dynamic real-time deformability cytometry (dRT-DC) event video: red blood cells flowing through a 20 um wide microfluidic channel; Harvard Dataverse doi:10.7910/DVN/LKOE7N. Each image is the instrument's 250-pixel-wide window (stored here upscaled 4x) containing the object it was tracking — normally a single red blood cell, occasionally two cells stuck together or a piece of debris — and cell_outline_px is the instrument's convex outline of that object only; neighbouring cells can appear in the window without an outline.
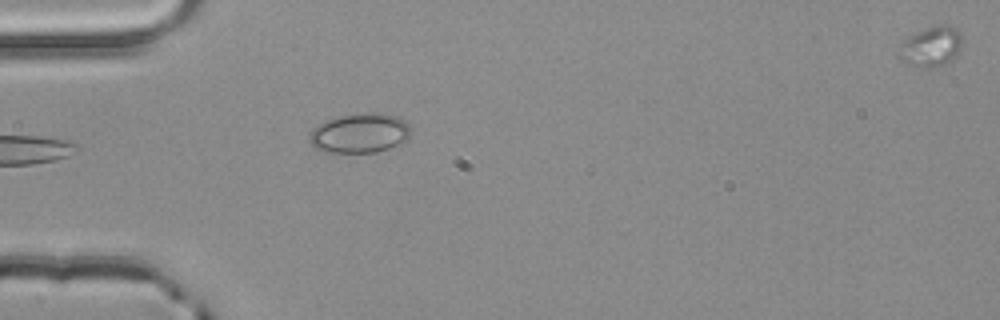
{"species": "common noctule bat (a hibernating species)", "species_latin": "Nyctalus noctula", "temperature_condition": "room temperature", "stored_images_in_passage": 3, "camera_frame_rate_fps": 3000, "um_per_image_px": 0.085, "animal": {"sex": "male", "body_mass_g": 20.4}, "frame": {"image": 1, "passage_image": 2, "time_ms": 0.333, "image_size_px": [1000, 320], "cell_outline_px": [[408, 140], [404, 144], [376, 152], [324, 152], [316, 148], [312, 144], [312, 128], [328, 120], [340, 116], [364, 112], [384, 112], [396, 116], [404, 120], [408, 124]], "centroid_in_image_um": [30.65, 11.31], "position_along_channel_um": 54.4, "area_um2": 23.29}}